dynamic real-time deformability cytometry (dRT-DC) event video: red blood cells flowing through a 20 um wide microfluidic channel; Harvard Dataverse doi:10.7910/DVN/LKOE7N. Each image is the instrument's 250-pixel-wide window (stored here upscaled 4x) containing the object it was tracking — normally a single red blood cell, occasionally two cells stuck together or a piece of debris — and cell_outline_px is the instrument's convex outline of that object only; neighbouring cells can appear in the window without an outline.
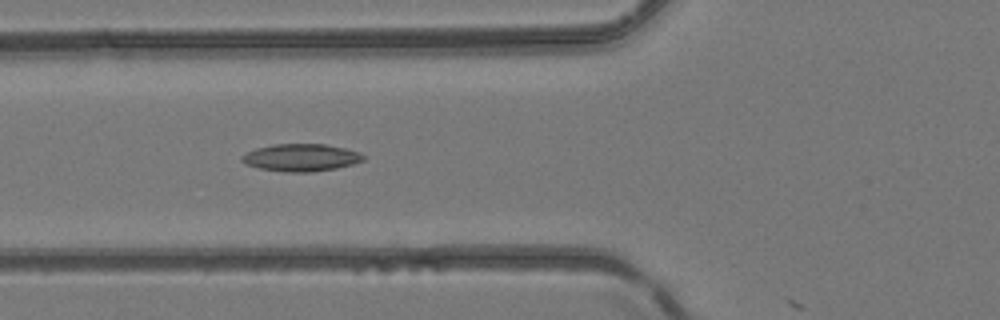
{"species": "common noctule bat (a hibernating species)", "species_latin": "Nyctalus noctula", "temperature_condition": "room temperature", "stored_images_in_passage": 20, "camera_frame_rate_fps": 3000, "um_per_image_px": 0.085, "animal": {"sex": "female", "body_mass_g": 24.6, "forearm_length_mm": 56.2}, "frame": {"image": 1, "passage_image": 19, "time_ms": 6.0, "image_size_px": [1000, 320], "cell_outline_px": [[364, 160], [352, 164], [336, 168], [312, 172], [284, 172], [260, 168], [244, 164], [240, 160], [240, 156], [256, 148], [276, 144], [324, 144], [344, 148], [360, 152], [364, 156]], "centroid_in_image_um": [25.57, 13.4], "position_along_channel_um": 100.2, "area_um2": 19.36}}